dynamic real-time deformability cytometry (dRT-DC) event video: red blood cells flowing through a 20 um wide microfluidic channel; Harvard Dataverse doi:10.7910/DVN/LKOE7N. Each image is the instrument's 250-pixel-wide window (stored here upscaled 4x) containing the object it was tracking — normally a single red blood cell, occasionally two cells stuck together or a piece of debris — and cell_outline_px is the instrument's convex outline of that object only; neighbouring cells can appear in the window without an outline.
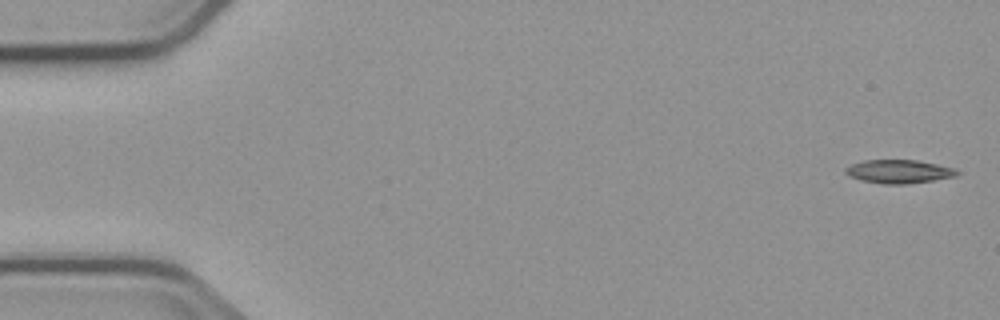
{"species": "common noctule bat (a hibernating species)", "species_latin": "Nyctalus noctula", "temperature_condition": "cold", "stored_images_in_passage": 4, "camera_frame_rate_fps": 3000, "um_per_image_px": 0.085, "animal": {"sex": "male", "body_mass_g": 23.1, "forearm_length_mm": 52.7}, "frame": {"image": 1, "passage_image": 1, "time_ms": 0.0, "image_size_px": [1000, 320], "cell_outline_px": [[960, 172], [956, 176], [932, 180], [904, 184], [884, 184], [860, 180], [848, 176], [844, 172], [844, 168], [852, 164], [864, 160], [916, 160], [956, 168]], "centroid_in_image_um": [76.38, 14.57], "position_along_channel_um": 8.6, "area_um2": 15.26}}